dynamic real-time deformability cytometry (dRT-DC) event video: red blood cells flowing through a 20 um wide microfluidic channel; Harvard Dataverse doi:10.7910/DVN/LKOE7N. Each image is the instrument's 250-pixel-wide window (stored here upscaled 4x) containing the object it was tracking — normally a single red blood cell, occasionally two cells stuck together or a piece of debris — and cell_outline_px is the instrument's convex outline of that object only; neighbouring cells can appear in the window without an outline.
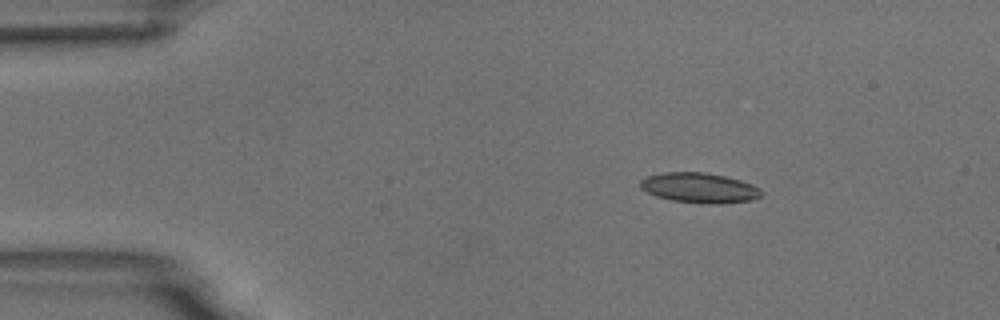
{"species": "common noctule bat (a hibernating species)", "species_latin": "Nyctalus noctula", "temperature_condition": "room temperature", "stored_images_in_passage": 4, "camera_frame_rate_fps": 3000, "um_per_image_px": 0.085, "animal": {"sex": "male", "body_mass_g": 18.8}, "frame": {"image": 1, "passage_image": 2, "time_ms": 1.333, "image_size_px": [1000, 320], "cell_outline_px": [[764, 192], [760, 196], [752, 200], [720, 204], [708, 204], [672, 200], [656, 196], [640, 188], [640, 180], [648, 176], [664, 172], [704, 172], [724, 176], [740, 180], [752, 184], [760, 188]], "centroid_in_image_um": [59.47, 15.97], "position_along_channel_um": 25.5, "area_um2": 21.21}}